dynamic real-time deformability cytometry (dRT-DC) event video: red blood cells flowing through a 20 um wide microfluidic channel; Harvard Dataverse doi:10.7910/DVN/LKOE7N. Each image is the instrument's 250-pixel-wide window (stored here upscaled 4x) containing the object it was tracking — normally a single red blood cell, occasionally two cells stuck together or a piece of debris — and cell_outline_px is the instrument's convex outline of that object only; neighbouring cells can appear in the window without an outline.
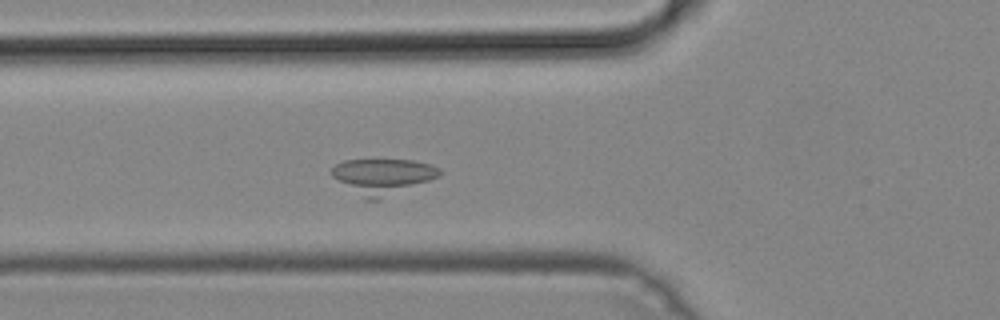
{"species": "common noctule bat (a hibernating species)", "species_latin": "Nyctalus noctula", "temperature_condition": "cold", "stored_images_in_passage": 22, "camera_frame_rate_fps": 3000, "um_per_image_px": 0.085, "animal": {"sex": "male", "body_mass_g": 19.2, "forearm_length_mm": 51.8}, "frame": {"image": 1, "passage_image": 8, "time_ms": 2.333, "image_size_px": [1000, 320], "cell_outline_px": [[440, 176], [380, 200], [364, 200], [332, 176], [332, 168], [336, 164], [344, 160], [412, 160], [428, 164], [440, 168]], "centroid_in_image_um": [32.52, 15.0], "position_along_channel_um": 93.3, "area_um2": 22.2}}
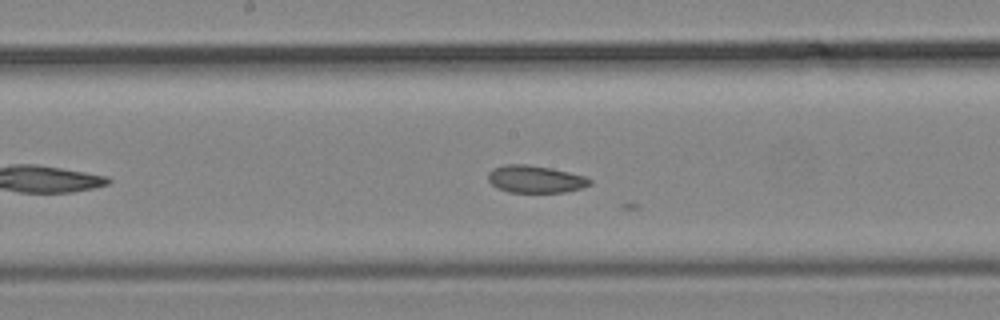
{"frame": {"image": 2, "passage_image": 16, "time_ms": 5.0, "image_size_px": [1000, 320], "cell_outline_px": [[592, 184], [580, 188], [564, 192], [508, 192], [496, 188], [488, 180], [488, 172], [492, 168], [504, 164], [528, 164], [568, 172], [584, 176], [592, 180]], "centroid_in_image_um": [45.46, 15.22], "position_along_channel_um": 202.7, "area_um2": 16.18}}
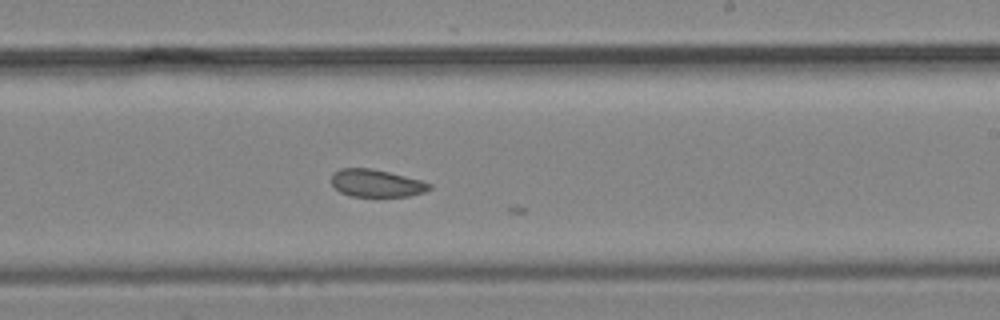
{"frame": {"image": 3, "passage_image": 20, "time_ms": 6.333, "image_size_px": [1000, 320], "cell_outline_px": [[432, 188], [424, 192], [408, 196], [352, 196], [340, 192], [332, 184], [332, 172], [340, 168], [372, 168], [420, 180], [432, 184]], "centroid_in_image_um": [31.98, 15.56], "position_along_channel_um": 257.0, "area_um2": 15.61}}